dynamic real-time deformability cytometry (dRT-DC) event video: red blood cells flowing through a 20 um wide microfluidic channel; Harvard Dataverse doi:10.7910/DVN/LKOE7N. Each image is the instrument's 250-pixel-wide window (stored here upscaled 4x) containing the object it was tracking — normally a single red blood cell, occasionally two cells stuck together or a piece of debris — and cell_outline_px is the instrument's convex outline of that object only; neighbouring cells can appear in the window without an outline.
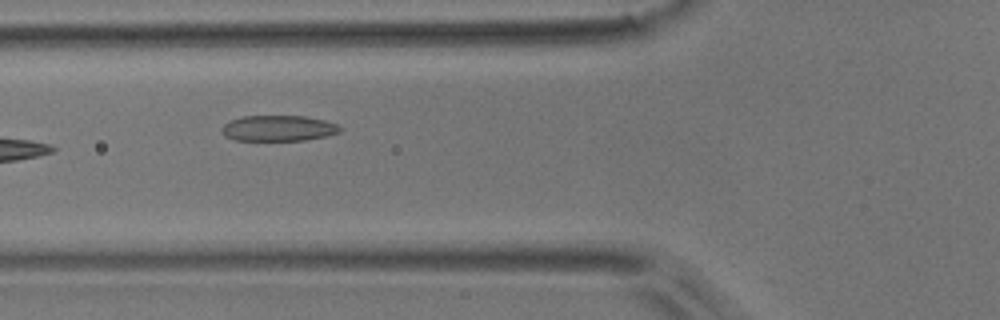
{"species": "common noctule bat (a hibernating species)", "species_latin": "Nyctalus noctula", "temperature_condition": "room temperature", "stored_images_in_passage": 6, "camera_frame_rate_fps": 3000, "um_per_image_px": 0.085, "animal": {"sex": "male", "body_mass_g": 17.9}, "frame": {"image": 1, "passage_image": 5, "time_ms": 1.333, "image_size_px": [1000, 320], "cell_outline_px": [[344, 128], [340, 132], [328, 136], [304, 140], [236, 140], [224, 136], [220, 128], [228, 120], [240, 116], [304, 116], [324, 120], [336, 124]], "centroid_in_image_um": [23.65, 10.89], "position_along_channel_um": 102.2, "area_um2": 17.92}}
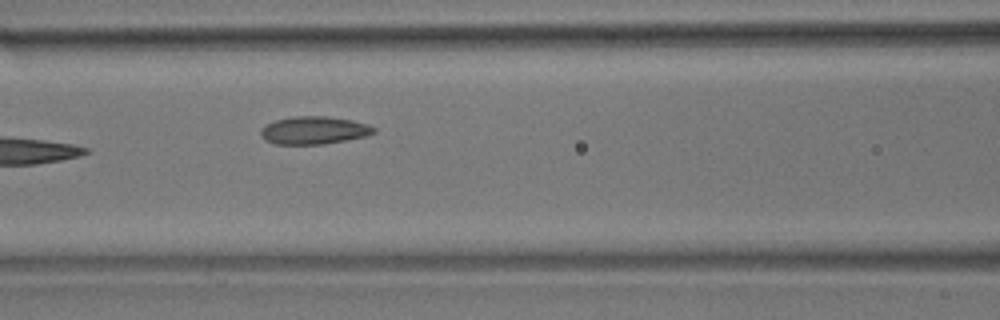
{"frame": {"image": 2, "passage_image": 6, "time_ms": 1.667, "image_size_px": [1000, 320], "cell_outline_px": [[376, 132], [368, 136], [348, 140], [324, 144], [276, 144], [264, 140], [260, 136], [260, 132], [268, 124], [276, 120], [292, 116], [324, 116], [352, 120], [368, 124], [376, 128]], "centroid_in_image_um": [26.73, 11.08], "position_along_channel_um": 139.9, "area_um2": 18.38}}